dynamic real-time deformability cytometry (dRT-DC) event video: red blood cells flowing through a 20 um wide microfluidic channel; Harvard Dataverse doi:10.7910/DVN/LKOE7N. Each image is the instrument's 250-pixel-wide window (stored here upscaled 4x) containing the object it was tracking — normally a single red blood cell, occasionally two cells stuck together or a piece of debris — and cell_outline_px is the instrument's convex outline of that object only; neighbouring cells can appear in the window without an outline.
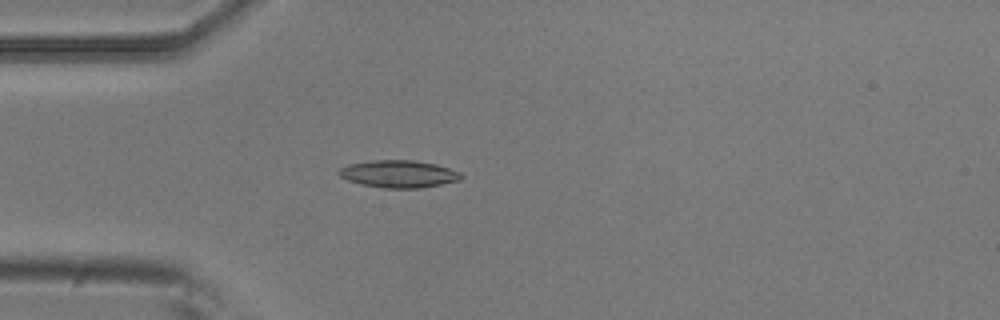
{"species": "common noctule bat (a hibernating species)", "species_latin": "Nyctalus noctula", "temperature_condition": "room temperature", "stored_images_in_passage": 4, "camera_frame_rate_fps": 3000, "um_per_image_px": 0.085, "animal": {"sex": "male", "body_mass_g": 20.5, "forearm_length_mm": 52.5}, "frame": {"image": 1, "passage_image": 4, "time_ms": 1.0, "image_size_px": [1000, 320], "cell_outline_px": [[464, 176], [460, 180], [420, 188], [384, 188], [360, 184], [348, 180], [340, 176], [336, 172], [340, 168], [348, 164], [372, 160], [412, 160], [436, 164], [460, 172]], "centroid_in_image_um": [33.87, 14.78], "position_along_channel_um": 51.1, "area_um2": 19.48}}